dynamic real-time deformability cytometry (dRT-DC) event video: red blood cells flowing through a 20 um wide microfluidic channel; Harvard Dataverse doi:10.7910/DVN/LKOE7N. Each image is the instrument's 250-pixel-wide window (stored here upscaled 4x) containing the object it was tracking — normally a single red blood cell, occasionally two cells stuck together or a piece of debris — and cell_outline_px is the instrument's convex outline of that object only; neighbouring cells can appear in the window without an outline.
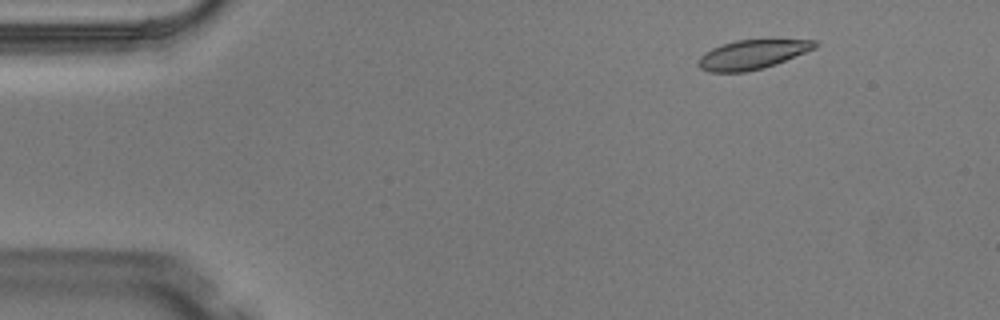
{"species": "Egyptian fruit bat (a non-hibernating species)", "species_latin": "Rousettus aegyptiacus", "temperature_condition": "warm", "stored_images_in_passage": 3, "camera_frame_rate_fps": 3000, "um_per_image_px": 0.085, "animal": {"sex": "male"}, "frame": {"image": 1, "passage_image": 1, "time_ms": 0.0, "image_size_px": [1000, 320], "cell_outline_px": [[820, 44], [816, 48], [776, 64], [764, 68], [748, 72], [708, 72], [700, 68], [696, 64], [696, 60], [704, 52], [712, 48], [736, 40], [768, 36], [772, 36], [816, 40]], "centroid_in_image_um": [64.03, 4.57], "position_along_channel_um": 21.0, "area_um2": 21.21}}